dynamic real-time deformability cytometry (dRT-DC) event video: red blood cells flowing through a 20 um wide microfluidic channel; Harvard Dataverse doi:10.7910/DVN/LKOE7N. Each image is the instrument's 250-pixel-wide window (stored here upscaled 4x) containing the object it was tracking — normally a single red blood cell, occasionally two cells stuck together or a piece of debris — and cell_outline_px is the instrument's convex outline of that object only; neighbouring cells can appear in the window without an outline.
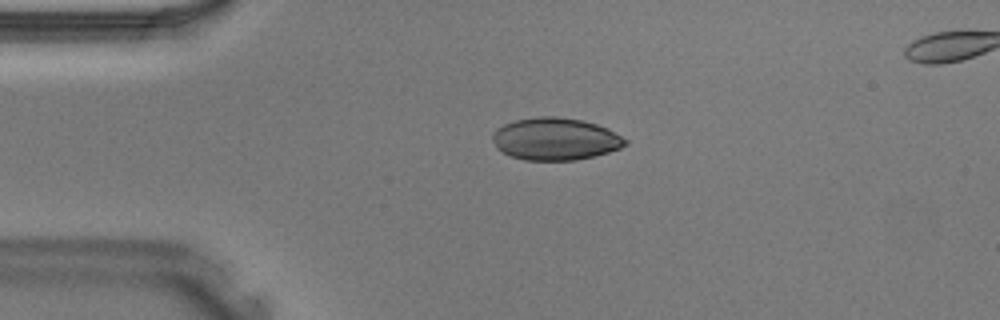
{"species": "Egyptian fruit bat (a non-hibernating species)", "species_latin": "Rousettus aegyptiacus", "temperature_condition": "warm", "stored_images_in_passage": 32, "camera_frame_rate_fps": 3000, "um_per_image_px": 0.085, "animal": {"sex": "male"}, "frame": {"image": 1, "passage_image": 1, "time_ms": 0.0, "image_size_px": [1000, 320], "cell_outline_px": [[628, 144], [620, 148], [608, 152], [576, 160], [524, 160], [512, 156], [496, 148], [492, 136], [492, 132], [496, 128], [504, 124], [516, 120], [540, 116], [556, 116], [580, 120], [596, 124], [608, 128], [628, 140]], "centroid_in_image_um": [47.2, 11.81], "position_along_channel_um": 37.8, "area_um2": 32.66}}
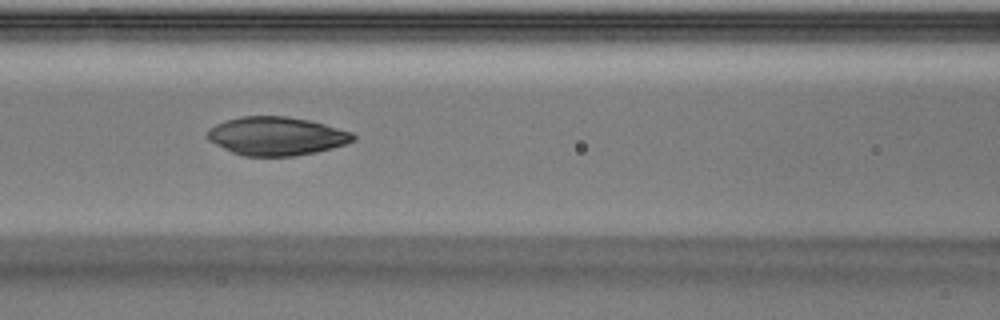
{"frame": {"image": 2, "passage_image": 9, "time_ms": 2.667, "image_size_px": [1000, 320], "cell_outline_px": [[356, 140], [332, 148], [316, 152], [292, 156], [244, 156], [232, 152], [208, 140], [208, 132], [216, 124], [240, 116], [288, 116], [308, 120], [324, 124], [352, 132], [356, 136]], "centroid_in_image_um": [23.53, 11.57], "position_along_channel_um": 143.1, "area_um2": 32.43}}
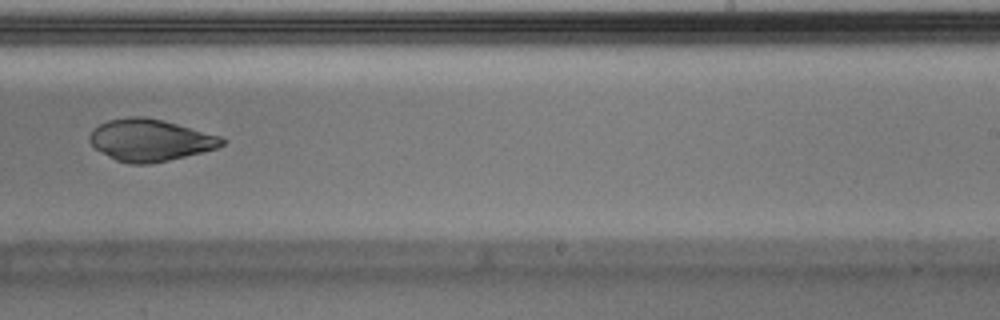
{"frame": {"image": 3, "passage_image": 17, "time_ms": 5.333, "image_size_px": [1000, 320], "cell_outline_px": [[228, 140], [224, 144], [216, 148], [168, 160], [148, 164], [132, 164], [116, 160], [96, 148], [88, 140], [88, 136], [92, 128], [108, 120], [128, 116], [144, 116], [164, 120], [220, 136]], "centroid_in_image_um": [12.74, 11.89], "position_along_channel_um": 276.3, "area_um2": 32.19}}